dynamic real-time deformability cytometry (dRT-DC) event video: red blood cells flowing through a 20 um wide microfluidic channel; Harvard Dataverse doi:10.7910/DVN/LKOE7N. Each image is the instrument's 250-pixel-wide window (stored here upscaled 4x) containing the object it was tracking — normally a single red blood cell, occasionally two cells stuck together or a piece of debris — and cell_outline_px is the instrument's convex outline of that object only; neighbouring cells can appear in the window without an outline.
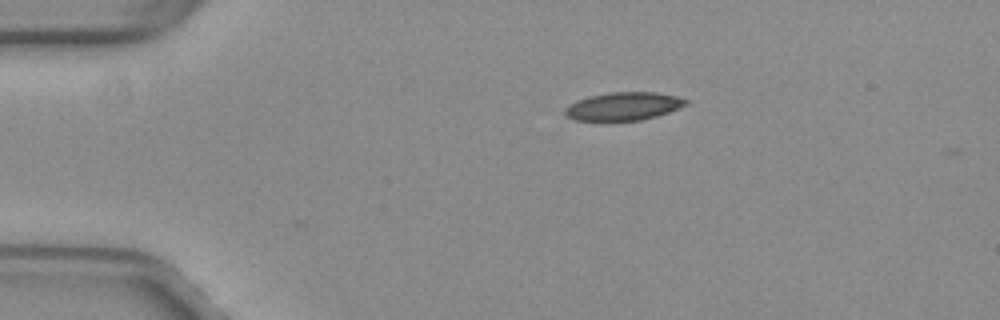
{"species": "common noctule bat (a hibernating species)", "species_latin": "Nyctalus noctula", "temperature_condition": "warm", "stored_images_in_passage": 3, "camera_frame_rate_fps": 3000, "um_per_image_px": 0.085, "animal": {"sex": "female", "body_mass_g": 29.2, "forearm_length_mm": 56.3}, "frame": {"image": 1, "passage_image": 2, "time_ms": 0.333, "image_size_px": [1000, 320], "cell_outline_px": [[688, 104], [668, 112], [656, 116], [640, 120], [608, 124], [604, 124], [572, 120], [564, 116], [564, 108], [576, 100], [588, 96], [612, 92], [652, 92], [676, 96], [688, 100]], "centroid_in_image_um": [52.87, 9.09], "position_along_channel_um": 32.1, "area_um2": 20.75}}